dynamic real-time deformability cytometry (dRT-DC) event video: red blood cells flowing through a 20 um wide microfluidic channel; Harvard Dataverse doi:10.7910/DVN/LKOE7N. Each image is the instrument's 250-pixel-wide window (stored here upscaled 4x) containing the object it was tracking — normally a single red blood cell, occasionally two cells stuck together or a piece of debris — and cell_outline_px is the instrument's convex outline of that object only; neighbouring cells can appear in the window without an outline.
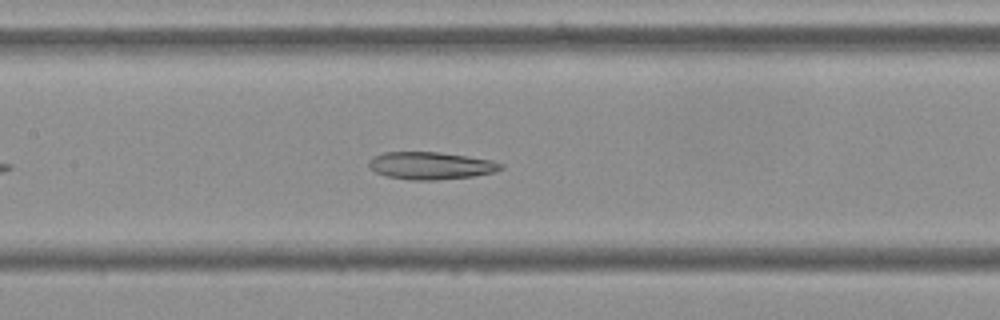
{"species": "Egyptian fruit bat (a non-hibernating species)", "species_latin": "Rousettus aegyptiacus", "temperature_condition": "cold", "stored_images_in_passage": 44, "camera_frame_rate_fps": 3000, "um_per_image_px": 0.085, "frame": {"image": 1, "passage_image": 14, "time_ms": 4.333, "image_size_px": [1000, 320], "cell_outline_px": [[504, 168], [496, 172], [472, 176], [436, 180], [412, 180], [388, 176], [376, 172], [368, 164], [368, 160], [372, 156], [384, 152], [440, 152], [468, 156], [492, 160], [504, 164]], "centroid_in_image_um": [36.65, 14.07], "position_along_channel_um": 170.8, "area_um2": 21.15}}
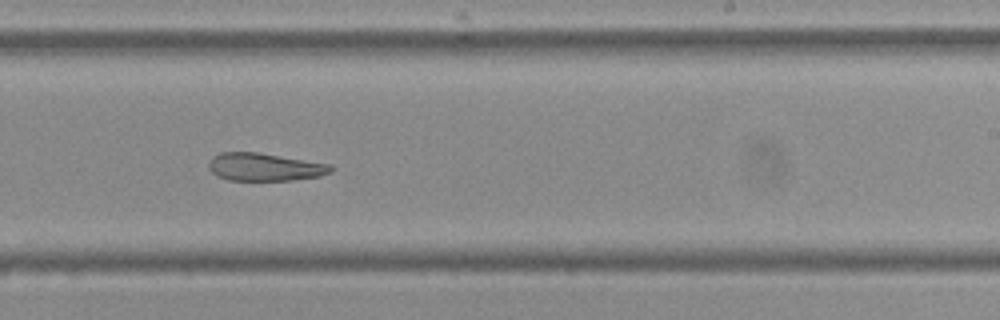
{"frame": {"image": 2, "passage_image": 22, "time_ms": 7.0, "image_size_px": [1000, 320], "cell_outline_px": [[332, 172], [320, 176], [292, 180], [228, 180], [216, 176], [208, 168], [208, 164], [212, 156], [220, 152], [256, 152], [332, 164]], "centroid_in_image_um": [22.48, 14.19], "position_along_channel_um": 266.5, "area_um2": 19.88}}
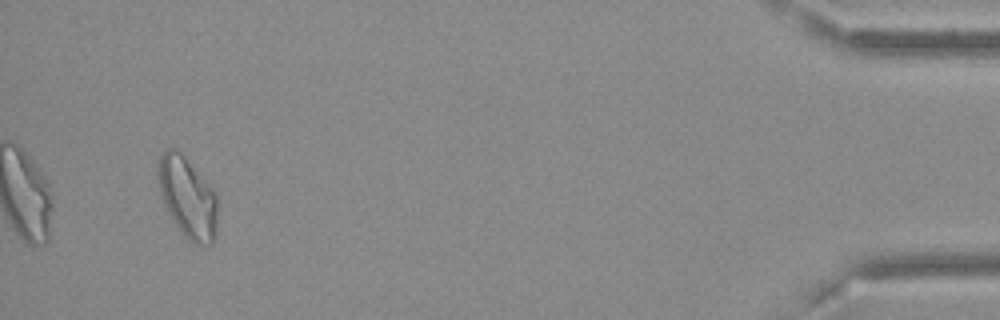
{"frame": {"image": 3, "passage_image": 41, "time_ms": 13.333, "image_size_px": [1000, 320], "cell_outline_px": [[216, 236], [212, 244], [196, 244], [188, 240], [180, 232], [172, 220], [164, 204], [160, 192], [156, 172], [156, 164], [164, 148], [176, 148], [180, 152], [208, 184], [216, 196]], "centroid_in_image_um": [15.89, 16.78], "position_along_channel_um": 419.3, "area_um2": 27.92}, "authors_computed_cell_mechanics": {"area_um2": 21.964, "velocity_mm_per_s": 3.6092, "shape_relaxation_time_tau1_ms": null, "shape_relaxation_time_tau2_ms": 10.7141, "deformation_change_tau1": null, "deformation_change_tau2": 0.2102}}